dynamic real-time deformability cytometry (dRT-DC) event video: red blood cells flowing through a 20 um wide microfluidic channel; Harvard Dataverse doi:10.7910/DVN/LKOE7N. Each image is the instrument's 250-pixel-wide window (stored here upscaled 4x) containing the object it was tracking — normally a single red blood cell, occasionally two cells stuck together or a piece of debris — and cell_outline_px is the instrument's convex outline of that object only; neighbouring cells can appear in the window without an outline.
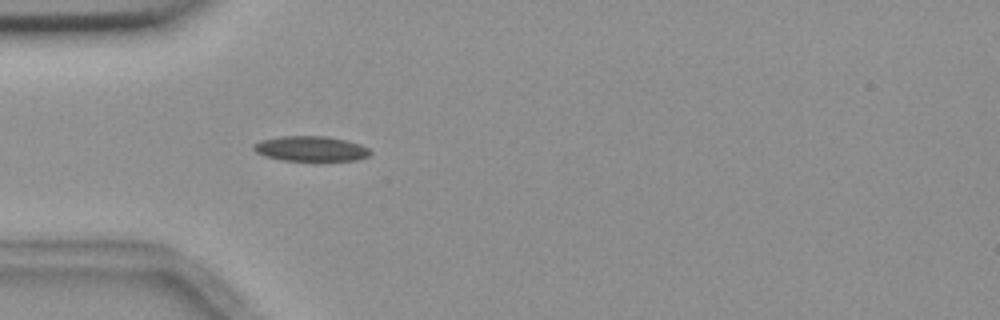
{"species": "common noctule bat (a hibernating species)", "species_latin": "Nyctalus noctula", "temperature_condition": "room temperature", "stored_images_in_passage": 1, "camera_frame_rate_fps": 3000, "um_per_image_px": 0.085, "animal": {"sex": "female", "body_mass_g": 18.4}, "frame": {"image": 1, "passage_image": 1, "time_ms": 0.0, "image_size_px": [1000, 320], "cell_outline_px": [[372, 152], [368, 156], [356, 160], [284, 160], [264, 156], [256, 152], [252, 148], [252, 144], [260, 140], [280, 136], [324, 136], [344, 140], [360, 144], [368, 148]], "centroid_in_image_um": [26.37, 12.63], "position_along_channel_um": 58.6, "area_um2": 16.94}}